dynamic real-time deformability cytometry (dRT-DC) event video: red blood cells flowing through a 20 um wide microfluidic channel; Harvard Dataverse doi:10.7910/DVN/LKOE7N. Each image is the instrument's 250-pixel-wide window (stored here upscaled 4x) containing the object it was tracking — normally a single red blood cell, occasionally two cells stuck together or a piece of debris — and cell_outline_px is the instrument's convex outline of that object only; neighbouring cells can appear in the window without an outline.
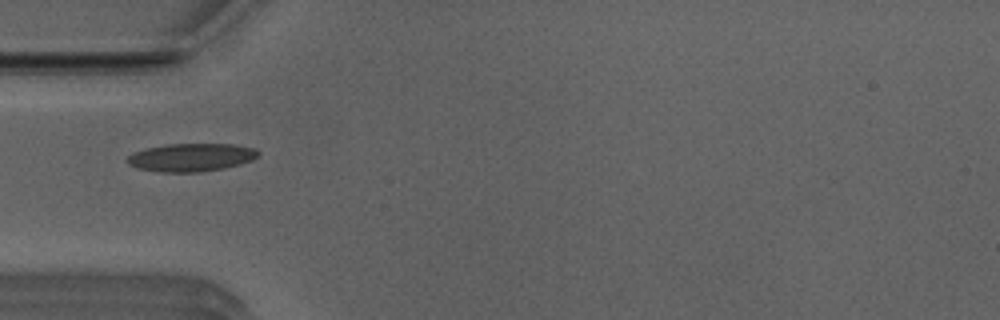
{"species": "Egyptian fruit bat (a non-hibernating species)", "species_latin": "Rousettus aegyptiacus", "temperature_condition": "room temperature", "stored_images_in_passage": 36, "camera_frame_rate_fps": 3000, "um_per_image_px": 0.085, "animal": {"sex": "male"}, "frame": {"image": 1, "passage_image": 1, "time_ms": 0.0, "image_size_px": [1000, 320], "cell_outline_px": [[260, 152], [252, 160], [240, 164], [224, 168], [200, 172], [160, 172], [136, 168], [128, 164], [124, 160], [132, 152], [144, 148], [164, 144], [232, 144], [256, 148]], "centroid_in_image_um": [16.19, 13.37], "position_along_channel_um": 68.8, "area_um2": 21.68}}
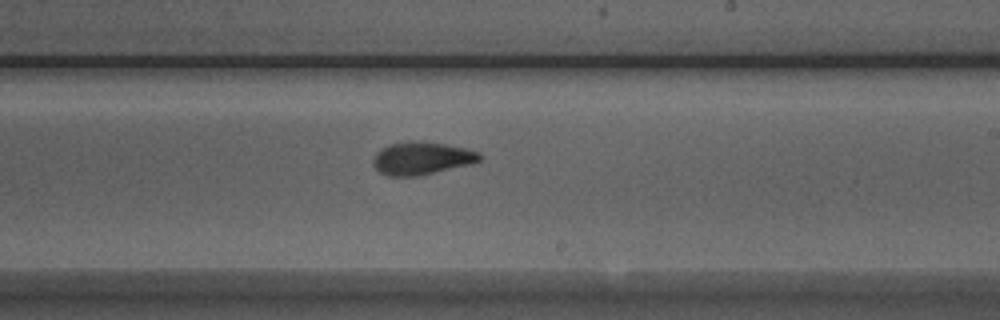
{"frame": {"image": 2, "passage_image": 15, "time_ms": 4.667, "image_size_px": [1000, 320], "cell_outline_px": [[484, 156], [480, 160], [472, 164], [416, 176], [388, 176], [380, 172], [372, 164], [372, 160], [376, 152], [380, 148], [388, 144], [412, 140], [420, 140], [444, 144], [464, 148], [480, 152]], "centroid_in_image_um": [35.83, 13.44], "position_along_channel_um": 253.2, "area_um2": 20.58}}
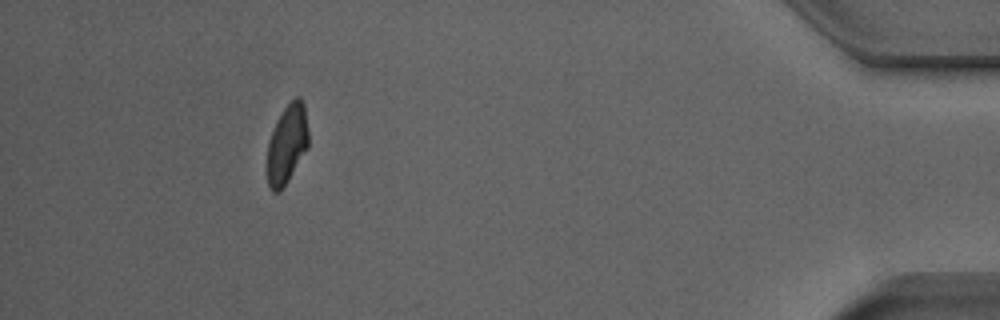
{"frame": {"image": 3, "passage_image": 32, "time_ms": 10.333, "image_size_px": [1000, 320], "cell_outline_px": [[308, 148], [280, 192], [272, 192], [268, 188], [268, 144], [276, 120], [284, 108], [296, 96], [300, 96], [304, 104], [308, 132]], "centroid_in_image_um": [24.4, 12.24], "position_along_channel_um": 410.8, "area_um2": 18.84}, "authors_computed_cell_mechanics": {"area_um2": 19.941, "velocity_mm_per_s": 3.9494, "shape_relaxation_time_tau1_ms": 5.4657, "shape_relaxation_time_tau2_ms": 1.3303, "deformation_change_tau1": 0.1721, "deformation_change_tau2": 0.0627}}